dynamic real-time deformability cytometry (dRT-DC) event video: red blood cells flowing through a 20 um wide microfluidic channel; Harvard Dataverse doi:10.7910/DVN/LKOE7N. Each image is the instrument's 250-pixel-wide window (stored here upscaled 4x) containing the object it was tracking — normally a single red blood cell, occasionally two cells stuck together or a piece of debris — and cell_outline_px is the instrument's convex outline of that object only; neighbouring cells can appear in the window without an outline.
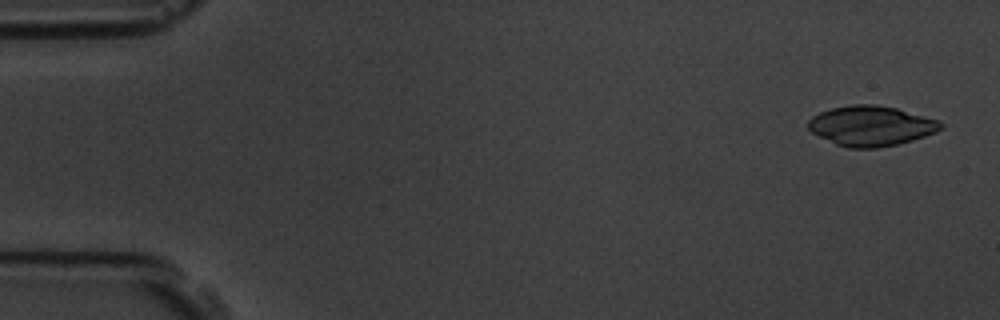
{"species": "common noctule bat (a hibernating species)", "species_latin": "Nyctalus noctula", "temperature_condition": "room temperature", "stored_images_in_passage": 6, "camera_frame_rate_fps": 3000, "um_per_image_px": 0.085, "animal": {"sex": "male", "body_mass_g": 19.5, "forearm_length_mm": 54.6}, "frame": {"image": 1, "passage_image": 1, "time_ms": 0.0, "image_size_px": [1000, 320], "cell_outline_px": [[944, 128], [936, 132], [912, 140], [896, 144], [876, 148], [848, 148], [836, 144], [812, 132], [808, 128], [808, 120], [812, 116], [820, 112], [832, 108], [852, 104], [876, 104], [896, 108], [940, 120], [944, 124]], "centroid_in_image_um": [74.06, 10.69], "position_along_channel_um": 10.9, "area_um2": 30.92}}